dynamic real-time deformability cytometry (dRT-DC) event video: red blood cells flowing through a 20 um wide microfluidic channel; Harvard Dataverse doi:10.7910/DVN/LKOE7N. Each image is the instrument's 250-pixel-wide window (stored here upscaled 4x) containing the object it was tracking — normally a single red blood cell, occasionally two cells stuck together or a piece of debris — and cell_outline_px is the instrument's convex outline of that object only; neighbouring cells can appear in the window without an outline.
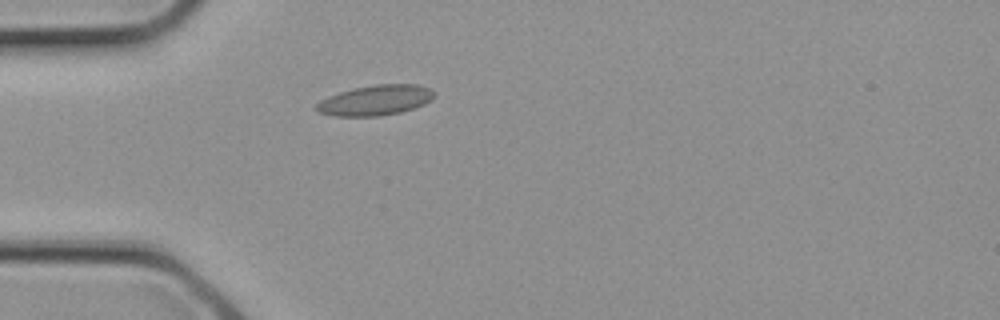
{"species": "common noctule bat (a hibernating species)", "species_latin": "Nyctalus noctula", "temperature_condition": "cold", "stored_images_in_passage": 2, "camera_frame_rate_fps": 3000, "um_per_image_px": 0.085, "animal": {"sex": "female", "body_mass_g": 21.9}, "frame": {"image": 1, "passage_image": 2, "time_ms": 0.333, "image_size_px": [1000, 320], "cell_outline_px": [[432, 96], [424, 104], [400, 112], [380, 116], [332, 116], [316, 112], [316, 104], [320, 100], [328, 96], [340, 92], [356, 88], [376, 84], [416, 84], [428, 88], [432, 92]], "centroid_in_image_um": [31.83, 8.53], "position_along_channel_um": 53.2, "area_um2": 20.46}}